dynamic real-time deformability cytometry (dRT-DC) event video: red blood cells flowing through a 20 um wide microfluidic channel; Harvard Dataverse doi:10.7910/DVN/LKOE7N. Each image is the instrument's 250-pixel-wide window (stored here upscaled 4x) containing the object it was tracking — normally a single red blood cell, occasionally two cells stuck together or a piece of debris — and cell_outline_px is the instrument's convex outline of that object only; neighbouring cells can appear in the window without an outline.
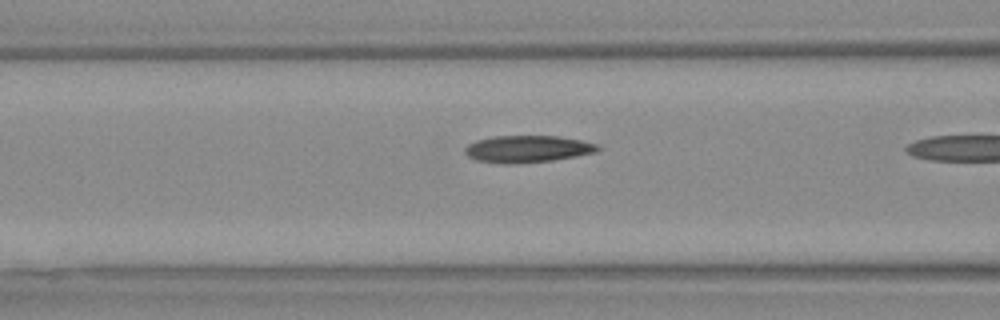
{"species": "Egyptian fruit bat (a non-hibernating species)", "species_latin": "Rousettus aegyptiacus", "temperature_condition": "warm", "stored_images_in_passage": 8, "camera_frame_rate_fps": 3000, "um_per_image_px": 0.085, "animal": {"sex": "female"}, "frame": {"image": 1, "passage_image": 7, "time_ms": 2.0, "image_size_px": [1000, 320], "cell_outline_px": [[600, 148], [596, 152], [576, 156], [552, 160], [516, 164], [500, 164], [476, 160], [468, 156], [464, 152], [464, 148], [468, 144], [476, 140], [492, 136], [556, 136], [580, 140], [600, 144]], "centroid_in_image_um": [44.81, 12.66], "position_along_channel_um": 121.8, "area_um2": 21.04}}